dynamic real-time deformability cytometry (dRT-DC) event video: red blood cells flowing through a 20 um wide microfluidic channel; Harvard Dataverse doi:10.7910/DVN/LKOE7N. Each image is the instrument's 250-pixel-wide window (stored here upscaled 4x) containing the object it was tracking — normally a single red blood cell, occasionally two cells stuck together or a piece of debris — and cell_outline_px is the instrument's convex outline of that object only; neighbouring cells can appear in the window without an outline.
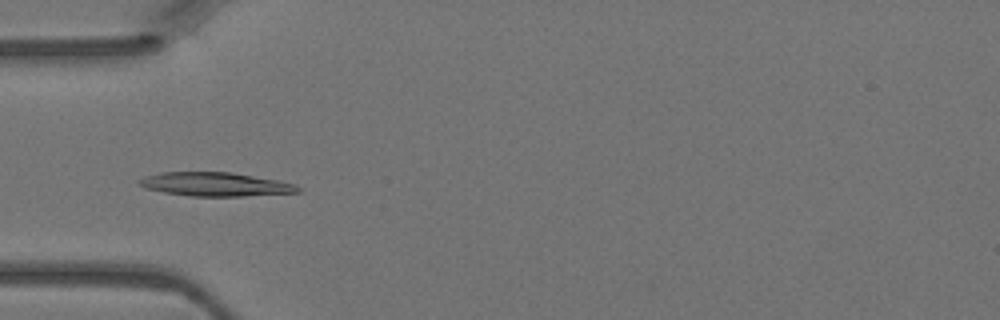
{"species": "Egyptian fruit bat (a non-hibernating species)", "species_latin": "Rousettus aegyptiacus", "temperature_condition": "warm", "stored_images_in_passage": 3, "camera_frame_rate_fps": 3000, "um_per_image_px": 0.085, "animal": {"sex": "female"}, "frame": {"image": 1, "passage_image": 3, "time_ms": 0.667, "image_size_px": [1000, 320], "cell_outline_px": [[300, 192], [244, 196], [192, 196], [164, 192], [144, 188], [136, 184], [136, 180], [144, 176], [160, 172], [232, 172], [280, 180], [296, 184], [300, 188]], "centroid_in_image_um": [18.28, 15.65], "position_along_channel_um": 66.7, "area_um2": 22.25}}